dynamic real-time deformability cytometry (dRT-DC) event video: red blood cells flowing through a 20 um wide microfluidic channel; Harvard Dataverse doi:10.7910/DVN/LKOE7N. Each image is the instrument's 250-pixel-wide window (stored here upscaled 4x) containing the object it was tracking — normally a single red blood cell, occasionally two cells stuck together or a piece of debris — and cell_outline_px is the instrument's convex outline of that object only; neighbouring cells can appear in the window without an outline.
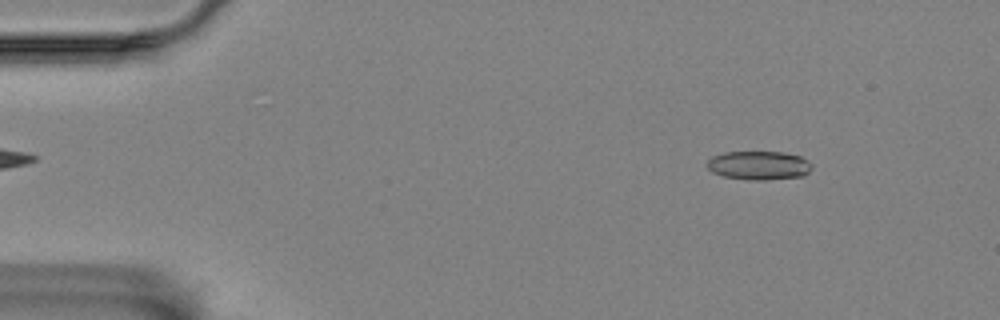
{"species": "Egyptian fruit bat (a non-hibernating species)", "species_latin": "Rousettus aegyptiacus", "temperature_condition": "room temperature", "stored_images_in_passage": 56, "camera_frame_rate_fps": 3000, "um_per_image_px": 0.085, "animal": {"sex": "female"}, "frame": {"image": 1, "passage_image": 6, "time_ms": 1.667, "image_size_px": [1000, 320], "cell_outline_px": [[812, 168], [804, 176], [764, 180], [756, 180], [724, 176], [712, 172], [708, 168], [708, 160], [712, 156], [724, 152], [784, 152], [800, 156], [808, 160], [812, 164]], "centroid_in_image_um": [64.53, 14.05], "position_along_channel_um": 20.5, "area_um2": 17.51}}
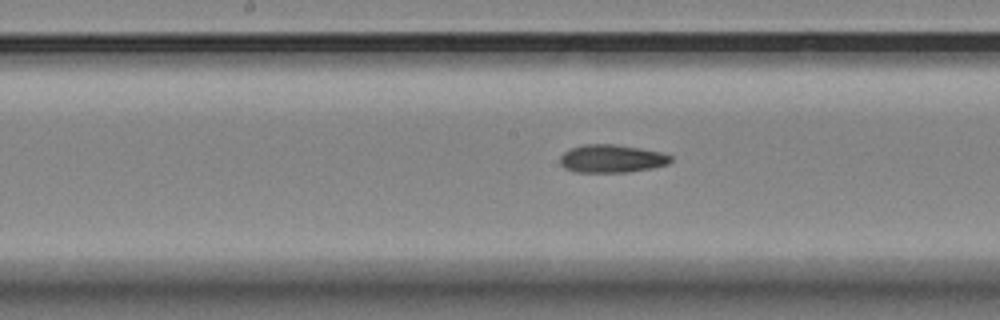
{"frame": {"image": 2, "passage_image": 28, "time_ms": 9.0, "image_size_px": [1000, 320], "cell_outline_px": [[672, 160], [668, 164], [652, 168], [628, 172], [576, 172], [564, 168], [560, 164], [560, 156], [564, 152], [572, 148], [584, 144], [612, 144], [640, 148], [660, 152], [672, 156]], "centroid_in_image_um": [51.99, 13.49], "position_along_channel_um": 196.2, "area_um2": 18.03}}
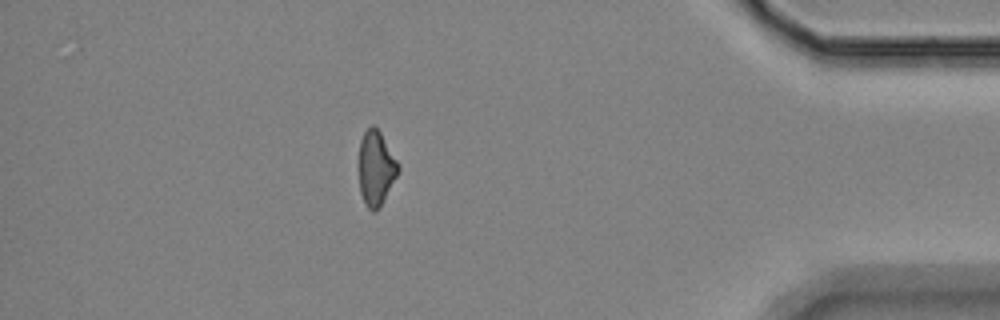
{"frame": {"image": 3, "passage_image": 49, "time_ms": 16.0, "image_size_px": [1000, 320], "cell_outline_px": [[400, 168], [380, 208], [376, 212], [372, 212], [364, 204], [360, 192], [356, 164], [360, 140], [364, 132], [372, 124], [380, 132], [396, 160]], "centroid_in_image_um": [31.89, 14.33], "position_along_channel_um": 403.3, "area_um2": 17.51}, "authors_computed_cell_mechanics": {"area_um2": 17.629, "velocity_mm_per_s": 3.535, "shape_relaxation_time_tau1_ms": 9.5325, "shape_relaxation_time_tau2_ms": 8.4878, "deformation_change_tau1": 0.1593, "deformation_change_tau2": 0.1833}}